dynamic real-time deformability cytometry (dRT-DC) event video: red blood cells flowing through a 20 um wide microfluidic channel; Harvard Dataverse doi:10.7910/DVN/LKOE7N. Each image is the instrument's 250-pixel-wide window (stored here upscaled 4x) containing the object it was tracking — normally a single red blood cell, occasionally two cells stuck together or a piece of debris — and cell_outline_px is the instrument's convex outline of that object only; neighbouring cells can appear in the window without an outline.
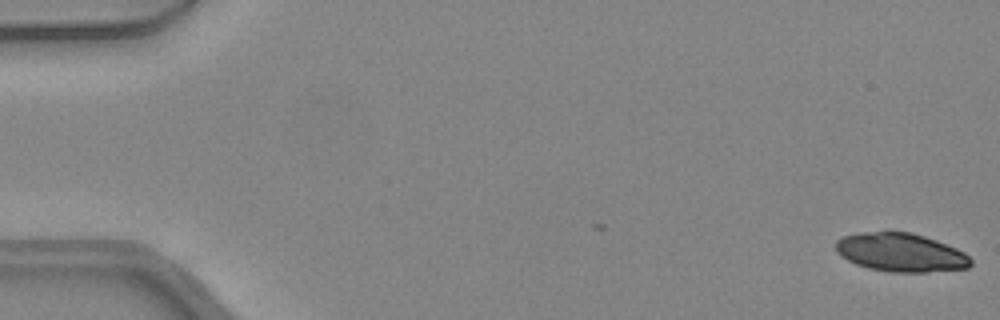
{"species": "common noctule bat (a hibernating species)", "species_latin": "Nyctalus noctula", "temperature_condition": "warm", "stored_images_in_passage": 45, "camera_frame_rate_fps": 3000, "um_per_image_px": 0.085, "animal": {"sex": "female", "body_mass_g": 24.6, "forearm_length_mm": 56.2}, "frame": {"image": 1, "passage_image": 1, "time_ms": 0.0, "image_size_px": [1000, 320], "cell_outline_px": [[972, 264], [968, 268], [924, 272], [892, 272], [868, 268], [856, 264], [848, 260], [836, 252], [836, 240], [844, 236], [860, 232], [912, 232], [936, 240], [956, 248], [964, 252], [972, 260]], "centroid_in_image_um": [76.56, 21.46], "position_along_channel_um": 8.4, "area_um2": 30.23}}